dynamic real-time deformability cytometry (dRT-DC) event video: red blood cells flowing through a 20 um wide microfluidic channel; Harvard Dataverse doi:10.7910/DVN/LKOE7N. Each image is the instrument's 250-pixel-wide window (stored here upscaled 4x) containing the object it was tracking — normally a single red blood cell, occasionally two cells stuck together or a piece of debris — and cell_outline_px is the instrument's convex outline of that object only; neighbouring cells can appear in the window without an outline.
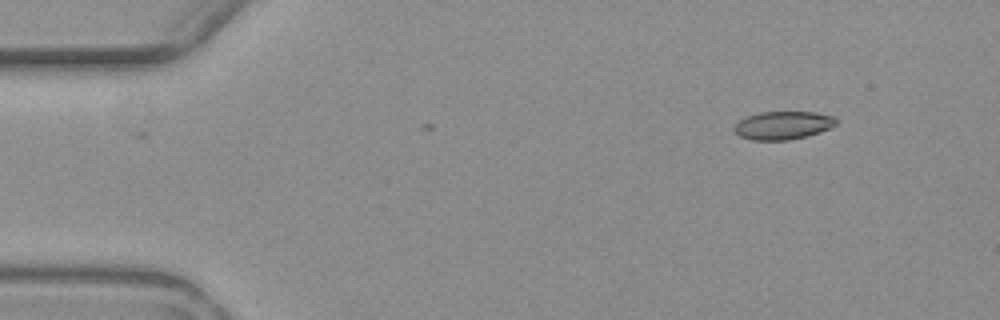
{"species": "common noctule bat (a hibernating species)", "species_latin": "Nyctalus noctula", "temperature_condition": "warm", "stored_images_in_passage": 2, "camera_frame_rate_fps": 3000, "um_per_image_px": 0.085, "animal": {"sex": "female", "body_mass_g": 19.3, "forearm_length_mm": 54.1}, "frame": {"image": 1, "passage_image": 1, "time_ms": 0.0, "image_size_px": [1000, 320], "cell_outline_px": [[836, 124], [820, 132], [808, 136], [788, 140], [752, 140], [740, 136], [732, 132], [732, 128], [740, 120], [748, 116], [760, 112], [816, 112], [836, 116]], "centroid_in_image_um": [66.54, 10.65], "position_along_channel_um": 18.5, "area_um2": 16.82}}